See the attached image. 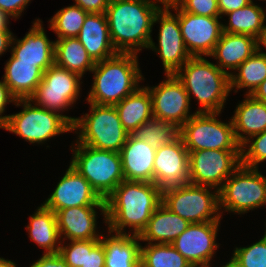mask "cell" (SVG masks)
Wrapping results in <instances>:
<instances>
[{
  "instance_id": "obj_1",
  "label": "cell",
  "mask_w": 266,
  "mask_h": 267,
  "mask_svg": "<svg viewBox=\"0 0 266 267\" xmlns=\"http://www.w3.org/2000/svg\"><path fill=\"white\" fill-rule=\"evenodd\" d=\"M107 229L139 235L162 203V189L152 182L122 181L106 198Z\"/></svg>"
},
{
  "instance_id": "obj_2",
  "label": "cell",
  "mask_w": 266,
  "mask_h": 267,
  "mask_svg": "<svg viewBox=\"0 0 266 267\" xmlns=\"http://www.w3.org/2000/svg\"><path fill=\"white\" fill-rule=\"evenodd\" d=\"M160 8L152 0H110L105 15L115 50L138 54L142 48L148 49Z\"/></svg>"
},
{
  "instance_id": "obj_3",
  "label": "cell",
  "mask_w": 266,
  "mask_h": 267,
  "mask_svg": "<svg viewBox=\"0 0 266 267\" xmlns=\"http://www.w3.org/2000/svg\"><path fill=\"white\" fill-rule=\"evenodd\" d=\"M138 54L120 53L95 63L91 70L93 84L86 98L88 103L115 106L133 93L144 79Z\"/></svg>"
},
{
  "instance_id": "obj_4",
  "label": "cell",
  "mask_w": 266,
  "mask_h": 267,
  "mask_svg": "<svg viewBox=\"0 0 266 267\" xmlns=\"http://www.w3.org/2000/svg\"><path fill=\"white\" fill-rule=\"evenodd\" d=\"M175 75L186 89L190 102L193 96L199 101L201 108L196 112L222 113L231 92L228 73L201 56L191 57Z\"/></svg>"
},
{
  "instance_id": "obj_5",
  "label": "cell",
  "mask_w": 266,
  "mask_h": 267,
  "mask_svg": "<svg viewBox=\"0 0 266 267\" xmlns=\"http://www.w3.org/2000/svg\"><path fill=\"white\" fill-rule=\"evenodd\" d=\"M90 104V113L76 118L72 130L76 143L120 153L129 133L123 128L115 106ZM79 130V131H78Z\"/></svg>"
},
{
  "instance_id": "obj_6",
  "label": "cell",
  "mask_w": 266,
  "mask_h": 267,
  "mask_svg": "<svg viewBox=\"0 0 266 267\" xmlns=\"http://www.w3.org/2000/svg\"><path fill=\"white\" fill-rule=\"evenodd\" d=\"M33 103V105H32ZM15 106H23L19 113L9 115L3 128L29 143L42 144L62 133L72 132L77 117L61 115L37 106L30 99H17Z\"/></svg>"
},
{
  "instance_id": "obj_7",
  "label": "cell",
  "mask_w": 266,
  "mask_h": 267,
  "mask_svg": "<svg viewBox=\"0 0 266 267\" xmlns=\"http://www.w3.org/2000/svg\"><path fill=\"white\" fill-rule=\"evenodd\" d=\"M71 148L74 154L70 165L90 183L102 199L106 200L125 180L120 153L98 150L80 143L72 144Z\"/></svg>"
},
{
  "instance_id": "obj_8",
  "label": "cell",
  "mask_w": 266,
  "mask_h": 267,
  "mask_svg": "<svg viewBox=\"0 0 266 267\" xmlns=\"http://www.w3.org/2000/svg\"><path fill=\"white\" fill-rule=\"evenodd\" d=\"M162 203L190 224L220 221L222 218L219 191L209 186L187 183L166 187L162 189Z\"/></svg>"
},
{
  "instance_id": "obj_9",
  "label": "cell",
  "mask_w": 266,
  "mask_h": 267,
  "mask_svg": "<svg viewBox=\"0 0 266 267\" xmlns=\"http://www.w3.org/2000/svg\"><path fill=\"white\" fill-rule=\"evenodd\" d=\"M218 112H196L180 128L179 136L189 152L198 150H241L232 120L219 121Z\"/></svg>"
},
{
  "instance_id": "obj_10",
  "label": "cell",
  "mask_w": 266,
  "mask_h": 267,
  "mask_svg": "<svg viewBox=\"0 0 266 267\" xmlns=\"http://www.w3.org/2000/svg\"><path fill=\"white\" fill-rule=\"evenodd\" d=\"M258 170L241 165L224 182L219 190L221 217L223 211L241 215L266 205V177Z\"/></svg>"
},
{
  "instance_id": "obj_11",
  "label": "cell",
  "mask_w": 266,
  "mask_h": 267,
  "mask_svg": "<svg viewBox=\"0 0 266 267\" xmlns=\"http://www.w3.org/2000/svg\"><path fill=\"white\" fill-rule=\"evenodd\" d=\"M80 80L82 77L77 73L54 63L44 71L36 92L29 99L39 107L63 115L80 97Z\"/></svg>"
},
{
  "instance_id": "obj_12",
  "label": "cell",
  "mask_w": 266,
  "mask_h": 267,
  "mask_svg": "<svg viewBox=\"0 0 266 267\" xmlns=\"http://www.w3.org/2000/svg\"><path fill=\"white\" fill-rule=\"evenodd\" d=\"M241 166V150H198L189 152V183L220 190Z\"/></svg>"
},
{
  "instance_id": "obj_13",
  "label": "cell",
  "mask_w": 266,
  "mask_h": 267,
  "mask_svg": "<svg viewBox=\"0 0 266 267\" xmlns=\"http://www.w3.org/2000/svg\"><path fill=\"white\" fill-rule=\"evenodd\" d=\"M171 11L160 8L156 13L153 23L160 24L158 45L151 39L148 47L159 54L165 74H175L191 58L181 35L178 16Z\"/></svg>"
},
{
  "instance_id": "obj_14",
  "label": "cell",
  "mask_w": 266,
  "mask_h": 267,
  "mask_svg": "<svg viewBox=\"0 0 266 267\" xmlns=\"http://www.w3.org/2000/svg\"><path fill=\"white\" fill-rule=\"evenodd\" d=\"M158 85L146 86L151 94L153 117L175 125L178 129L195 113L190 114V100L175 74H165Z\"/></svg>"
},
{
  "instance_id": "obj_15",
  "label": "cell",
  "mask_w": 266,
  "mask_h": 267,
  "mask_svg": "<svg viewBox=\"0 0 266 267\" xmlns=\"http://www.w3.org/2000/svg\"><path fill=\"white\" fill-rule=\"evenodd\" d=\"M178 16L181 35L191 57L210 56L223 32L221 17L194 15L171 7Z\"/></svg>"
},
{
  "instance_id": "obj_16",
  "label": "cell",
  "mask_w": 266,
  "mask_h": 267,
  "mask_svg": "<svg viewBox=\"0 0 266 267\" xmlns=\"http://www.w3.org/2000/svg\"><path fill=\"white\" fill-rule=\"evenodd\" d=\"M43 205L56 213L61 209L77 206H106V202L90 183L69 165Z\"/></svg>"
},
{
  "instance_id": "obj_17",
  "label": "cell",
  "mask_w": 266,
  "mask_h": 267,
  "mask_svg": "<svg viewBox=\"0 0 266 267\" xmlns=\"http://www.w3.org/2000/svg\"><path fill=\"white\" fill-rule=\"evenodd\" d=\"M220 221L191 223L171 244L191 264L210 265L219 244Z\"/></svg>"
},
{
  "instance_id": "obj_18",
  "label": "cell",
  "mask_w": 266,
  "mask_h": 267,
  "mask_svg": "<svg viewBox=\"0 0 266 267\" xmlns=\"http://www.w3.org/2000/svg\"><path fill=\"white\" fill-rule=\"evenodd\" d=\"M189 153L180 136L156 149L154 183L164 189L189 183Z\"/></svg>"
},
{
  "instance_id": "obj_19",
  "label": "cell",
  "mask_w": 266,
  "mask_h": 267,
  "mask_svg": "<svg viewBox=\"0 0 266 267\" xmlns=\"http://www.w3.org/2000/svg\"><path fill=\"white\" fill-rule=\"evenodd\" d=\"M101 211L106 221V206H77L57 211L56 219L61 241L100 239L102 234L97 232V211ZM98 233V234H97Z\"/></svg>"
},
{
  "instance_id": "obj_20",
  "label": "cell",
  "mask_w": 266,
  "mask_h": 267,
  "mask_svg": "<svg viewBox=\"0 0 266 267\" xmlns=\"http://www.w3.org/2000/svg\"><path fill=\"white\" fill-rule=\"evenodd\" d=\"M42 23L39 18L35 19L24 38L16 39L13 36L11 54L19 62L36 63L43 71H46L55 63V41L48 39Z\"/></svg>"
},
{
  "instance_id": "obj_21",
  "label": "cell",
  "mask_w": 266,
  "mask_h": 267,
  "mask_svg": "<svg viewBox=\"0 0 266 267\" xmlns=\"http://www.w3.org/2000/svg\"><path fill=\"white\" fill-rule=\"evenodd\" d=\"M155 153L156 149L129 134L120 151L125 180L154 183Z\"/></svg>"
},
{
  "instance_id": "obj_22",
  "label": "cell",
  "mask_w": 266,
  "mask_h": 267,
  "mask_svg": "<svg viewBox=\"0 0 266 267\" xmlns=\"http://www.w3.org/2000/svg\"><path fill=\"white\" fill-rule=\"evenodd\" d=\"M76 38L95 63L118 53L110 39L105 13H88Z\"/></svg>"
},
{
  "instance_id": "obj_23",
  "label": "cell",
  "mask_w": 266,
  "mask_h": 267,
  "mask_svg": "<svg viewBox=\"0 0 266 267\" xmlns=\"http://www.w3.org/2000/svg\"><path fill=\"white\" fill-rule=\"evenodd\" d=\"M257 50V39L253 36L222 32L220 40L209 57L217 59L216 65L231 75V72L227 71L228 69L235 71Z\"/></svg>"
},
{
  "instance_id": "obj_24",
  "label": "cell",
  "mask_w": 266,
  "mask_h": 267,
  "mask_svg": "<svg viewBox=\"0 0 266 267\" xmlns=\"http://www.w3.org/2000/svg\"><path fill=\"white\" fill-rule=\"evenodd\" d=\"M189 225L188 221L161 203L138 236L143 242L171 244Z\"/></svg>"
},
{
  "instance_id": "obj_25",
  "label": "cell",
  "mask_w": 266,
  "mask_h": 267,
  "mask_svg": "<svg viewBox=\"0 0 266 267\" xmlns=\"http://www.w3.org/2000/svg\"><path fill=\"white\" fill-rule=\"evenodd\" d=\"M237 142L242 145L251 136L266 130V103L252 95L239 102L231 117Z\"/></svg>"
},
{
  "instance_id": "obj_26",
  "label": "cell",
  "mask_w": 266,
  "mask_h": 267,
  "mask_svg": "<svg viewBox=\"0 0 266 267\" xmlns=\"http://www.w3.org/2000/svg\"><path fill=\"white\" fill-rule=\"evenodd\" d=\"M112 233V235H111ZM100 238L105 249V267H140V239L131 233H115Z\"/></svg>"
},
{
  "instance_id": "obj_27",
  "label": "cell",
  "mask_w": 266,
  "mask_h": 267,
  "mask_svg": "<svg viewBox=\"0 0 266 267\" xmlns=\"http://www.w3.org/2000/svg\"><path fill=\"white\" fill-rule=\"evenodd\" d=\"M4 70V83L17 99H29L36 92L44 73L36 63L19 62L12 54Z\"/></svg>"
},
{
  "instance_id": "obj_28",
  "label": "cell",
  "mask_w": 266,
  "mask_h": 267,
  "mask_svg": "<svg viewBox=\"0 0 266 267\" xmlns=\"http://www.w3.org/2000/svg\"><path fill=\"white\" fill-rule=\"evenodd\" d=\"M29 238L39 247L44 248L43 254H58L61 239L59 236L56 214L43 204L29 217L26 226Z\"/></svg>"
},
{
  "instance_id": "obj_29",
  "label": "cell",
  "mask_w": 266,
  "mask_h": 267,
  "mask_svg": "<svg viewBox=\"0 0 266 267\" xmlns=\"http://www.w3.org/2000/svg\"><path fill=\"white\" fill-rule=\"evenodd\" d=\"M123 128L132 134L139 126L153 118L151 94L146 86L138 87L115 105Z\"/></svg>"
},
{
  "instance_id": "obj_30",
  "label": "cell",
  "mask_w": 266,
  "mask_h": 267,
  "mask_svg": "<svg viewBox=\"0 0 266 267\" xmlns=\"http://www.w3.org/2000/svg\"><path fill=\"white\" fill-rule=\"evenodd\" d=\"M54 57L56 65L77 73L82 78L87 71L91 72L95 66V62L76 37L57 39Z\"/></svg>"
},
{
  "instance_id": "obj_31",
  "label": "cell",
  "mask_w": 266,
  "mask_h": 267,
  "mask_svg": "<svg viewBox=\"0 0 266 267\" xmlns=\"http://www.w3.org/2000/svg\"><path fill=\"white\" fill-rule=\"evenodd\" d=\"M228 24H223V32L246 34L258 39L265 28L266 12L254 1L238 10L228 12Z\"/></svg>"
},
{
  "instance_id": "obj_32",
  "label": "cell",
  "mask_w": 266,
  "mask_h": 267,
  "mask_svg": "<svg viewBox=\"0 0 266 267\" xmlns=\"http://www.w3.org/2000/svg\"><path fill=\"white\" fill-rule=\"evenodd\" d=\"M236 71L238 73H236ZM266 79V55L258 50L246 59L235 73L230 75V89L238 92L240 89L246 90V95H251L255 89Z\"/></svg>"
},
{
  "instance_id": "obj_33",
  "label": "cell",
  "mask_w": 266,
  "mask_h": 267,
  "mask_svg": "<svg viewBox=\"0 0 266 267\" xmlns=\"http://www.w3.org/2000/svg\"><path fill=\"white\" fill-rule=\"evenodd\" d=\"M190 264L172 244H141L140 267H188Z\"/></svg>"
},
{
  "instance_id": "obj_34",
  "label": "cell",
  "mask_w": 266,
  "mask_h": 267,
  "mask_svg": "<svg viewBox=\"0 0 266 267\" xmlns=\"http://www.w3.org/2000/svg\"><path fill=\"white\" fill-rule=\"evenodd\" d=\"M132 135L152 148L159 149L175 140L179 136V129L173 124L153 117L139 126Z\"/></svg>"
},
{
  "instance_id": "obj_35",
  "label": "cell",
  "mask_w": 266,
  "mask_h": 267,
  "mask_svg": "<svg viewBox=\"0 0 266 267\" xmlns=\"http://www.w3.org/2000/svg\"><path fill=\"white\" fill-rule=\"evenodd\" d=\"M87 14L88 12L77 5L62 8L49 20V28L58 39L77 37Z\"/></svg>"
},
{
  "instance_id": "obj_36",
  "label": "cell",
  "mask_w": 266,
  "mask_h": 267,
  "mask_svg": "<svg viewBox=\"0 0 266 267\" xmlns=\"http://www.w3.org/2000/svg\"><path fill=\"white\" fill-rule=\"evenodd\" d=\"M264 161H266V130L251 136L241 145V165L258 168Z\"/></svg>"
},
{
  "instance_id": "obj_37",
  "label": "cell",
  "mask_w": 266,
  "mask_h": 267,
  "mask_svg": "<svg viewBox=\"0 0 266 267\" xmlns=\"http://www.w3.org/2000/svg\"><path fill=\"white\" fill-rule=\"evenodd\" d=\"M233 258L243 267H266V229L262 238L247 247H236Z\"/></svg>"
},
{
  "instance_id": "obj_38",
  "label": "cell",
  "mask_w": 266,
  "mask_h": 267,
  "mask_svg": "<svg viewBox=\"0 0 266 267\" xmlns=\"http://www.w3.org/2000/svg\"><path fill=\"white\" fill-rule=\"evenodd\" d=\"M59 254L68 267H85L86 240H70L66 245L61 241Z\"/></svg>"
},
{
  "instance_id": "obj_39",
  "label": "cell",
  "mask_w": 266,
  "mask_h": 267,
  "mask_svg": "<svg viewBox=\"0 0 266 267\" xmlns=\"http://www.w3.org/2000/svg\"><path fill=\"white\" fill-rule=\"evenodd\" d=\"M177 7L194 15L220 17L218 0H182Z\"/></svg>"
},
{
  "instance_id": "obj_40",
  "label": "cell",
  "mask_w": 266,
  "mask_h": 267,
  "mask_svg": "<svg viewBox=\"0 0 266 267\" xmlns=\"http://www.w3.org/2000/svg\"><path fill=\"white\" fill-rule=\"evenodd\" d=\"M85 267H105V249L100 239L86 240Z\"/></svg>"
},
{
  "instance_id": "obj_41",
  "label": "cell",
  "mask_w": 266,
  "mask_h": 267,
  "mask_svg": "<svg viewBox=\"0 0 266 267\" xmlns=\"http://www.w3.org/2000/svg\"><path fill=\"white\" fill-rule=\"evenodd\" d=\"M17 98L10 92L9 87L4 83V80L0 81V128H4L8 121L9 115L3 116L8 103H15Z\"/></svg>"
},
{
  "instance_id": "obj_42",
  "label": "cell",
  "mask_w": 266,
  "mask_h": 267,
  "mask_svg": "<svg viewBox=\"0 0 266 267\" xmlns=\"http://www.w3.org/2000/svg\"><path fill=\"white\" fill-rule=\"evenodd\" d=\"M31 0H0V9L6 12L11 19H18Z\"/></svg>"
},
{
  "instance_id": "obj_43",
  "label": "cell",
  "mask_w": 266,
  "mask_h": 267,
  "mask_svg": "<svg viewBox=\"0 0 266 267\" xmlns=\"http://www.w3.org/2000/svg\"><path fill=\"white\" fill-rule=\"evenodd\" d=\"M77 6H80L88 13H105L110 0H74Z\"/></svg>"
},
{
  "instance_id": "obj_44",
  "label": "cell",
  "mask_w": 266,
  "mask_h": 267,
  "mask_svg": "<svg viewBox=\"0 0 266 267\" xmlns=\"http://www.w3.org/2000/svg\"><path fill=\"white\" fill-rule=\"evenodd\" d=\"M29 267H68L65 260L58 254H43L40 259Z\"/></svg>"
},
{
  "instance_id": "obj_45",
  "label": "cell",
  "mask_w": 266,
  "mask_h": 267,
  "mask_svg": "<svg viewBox=\"0 0 266 267\" xmlns=\"http://www.w3.org/2000/svg\"><path fill=\"white\" fill-rule=\"evenodd\" d=\"M251 0H218V9L220 11V17L228 12L238 10L239 8L247 6L251 3Z\"/></svg>"
},
{
  "instance_id": "obj_46",
  "label": "cell",
  "mask_w": 266,
  "mask_h": 267,
  "mask_svg": "<svg viewBox=\"0 0 266 267\" xmlns=\"http://www.w3.org/2000/svg\"><path fill=\"white\" fill-rule=\"evenodd\" d=\"M13 35L10 30H0V56L11 49Z\"/></svg>"
},
{
  "instance_id": "obj_47",
  "label": "cell",
  "mask_w": 266,
  "mask_h": 267,
  "mask_svg": "<svg viewBox=\"0 0 266 267\" xmlns=\"http://www.w3.org/2000/svg\"><path fill=\"white\" fill-rule=\"evenodd\" d=\"M257 100L266 103V79L251 94Z\"/></svg>"
},
{
  "instance_id": "obj_48",
  "label": "cell",
  "mask_w": 266,
  "mask_h": 267,
  "mask_svg": "<svg viewBox=\"0 0 266 267\" xmlns=\"http://www.w3.org/2000/svg\"><path fill=\"white\" fill-rule=\"evenodd\" d=\"M153 2H155V4L157 6H160L158 4H161L163 6H161V8H170L174 7V6H178V4L182 1V0H152Z\"/></svg>"
},
{
  "instance_id": "obj_49",
  "label": "cell",
  "mask_w": 266,
  "mask_h": 267,
  "mask_svg": "<svg viewBox=\"0 0 266 267\" xmlns=\"http://www.w3.org/2000/svg\"><path fill=\"white\" fill-rule=\"evenodd\" d=\"M9 18L10 16L0 9V30H10L8 27L10 23Z\"/></svg>"
},
{
  "instance_id": "obj_50",
  "label": "cell",
  "mask_w": 266,
  "mask_h": 267,
  "mask_svg": "<svg viewBox=\"0 0 266 267\" xmlns=\"http://www.w3.org/2000/svg\"><path fill=\"white\" fill-rule=\"evenodd\" d=\"M257 45H258V51L261 54L266 55V52H263L261 50L262 46L266 48V26H265L264 30L261 32L259 38L257 39Z\"/></svg>"
},
{
  "instance_id": "obj_51",
  "label": "cell",
  "mask_w": 266,
  "mask_h": 267,
  "mask_svg": "<svg viewBox=\"0 0 266 267\" xmlns=\"http://www.w3.org/2000/svg\"><path fill=\"white\" fill-rule=\"evenodd\" d=\"M15 262L0 257V267H16Z\"/></svg>"
},
{
  "instance_id": "obj_52",
  "label": "cell",
  "mask_w": 266,
  "mask_h": 267,
  "mask_svg": "<svg viewBox=\"0 0 266 267\" xmlns=\"http://www.w3.org/2000/svg\"><path fill=\"white\" fill-rule=\"evenodd\" d=\"M221 267H243L240 263H238L233 257L223 266Z\"/></svg>"
},
{
  "instance_id": "obj_53",
  "label": "cell",
  "mask_w": 266,
  "mask_h": 267,
  "mask_svg": "<svg viewBox=\"0 0 266 267\" xmlns=\"http://www.w3.org/2000/svg\"><path fill=\"white\" fill-rule=\"evenodd\" d=\"M188 267H211V266L205 264H190Z\"/></svg>"
}]
</instances>
